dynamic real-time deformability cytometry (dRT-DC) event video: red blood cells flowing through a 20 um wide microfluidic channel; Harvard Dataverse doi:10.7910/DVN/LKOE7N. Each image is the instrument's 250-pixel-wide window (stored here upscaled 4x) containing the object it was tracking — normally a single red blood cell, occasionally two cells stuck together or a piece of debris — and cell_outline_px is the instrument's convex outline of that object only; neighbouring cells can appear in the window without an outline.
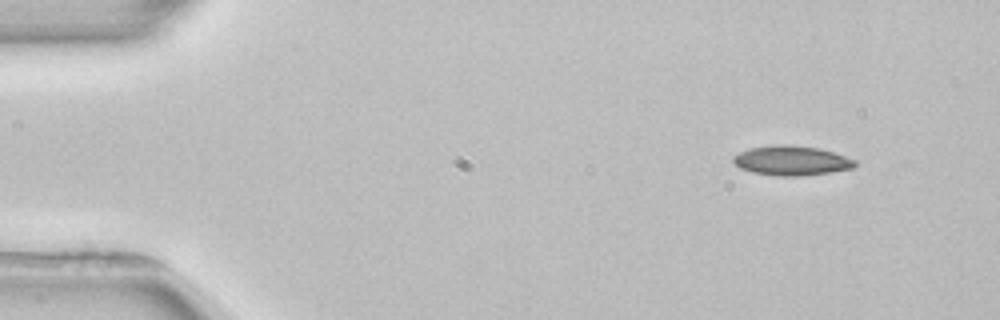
{"species": "common noctule bat (a hibernating species)", "species_latin": "Nyctalus noctula", "temperature_condition": "room temperature", "stored_images_in_passage": 2, "camera_frame_rate_fps": 3000, "um_per_image_px": 0.085, "animal": {"sex": "female", "body_mass_g": 22.7, "forearm_length_mm": 54.2}, "frame": {"image": 1, "passage_image": 2, "time_ms": 2.667, "image_size_px": [1000, 320], "cell_outline_px": [[856, 164], [852, 168], [832, 172], [804, 176], [780, 176], [752, 172], [740, 168], [732, 160], [732, 156], [748, 148], [780, 144], [784, 144], [820, 148], [856, 160]], "centroid_in_image_um": [67.26, 13.65], "position_along_channel_um": 17.7, "area_um2": 20.98}}